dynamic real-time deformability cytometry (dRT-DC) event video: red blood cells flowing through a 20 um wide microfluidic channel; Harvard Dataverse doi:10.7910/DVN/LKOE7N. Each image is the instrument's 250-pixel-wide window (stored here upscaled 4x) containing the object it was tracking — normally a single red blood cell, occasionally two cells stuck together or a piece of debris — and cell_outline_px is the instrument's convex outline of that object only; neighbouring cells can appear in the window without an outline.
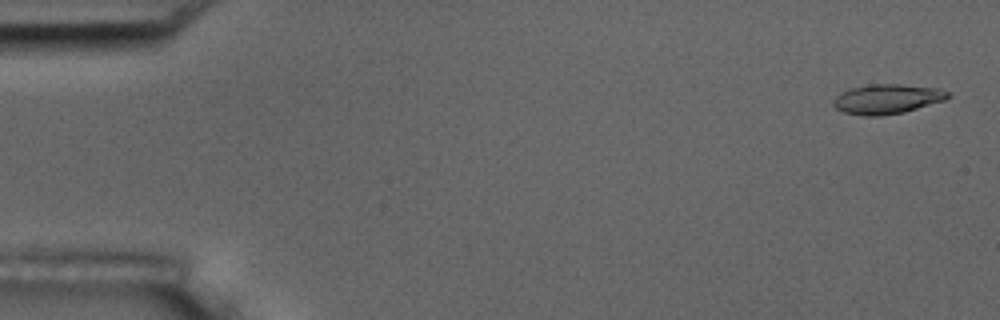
{"species": "common noctule bat (a hibernating species)", "species_latin": "Nyctalus noctula", "temperature_condition": "room temperature", "stored_images_in_passage": 56, "camera_frame_rate_fps": 3000, "um_per_image_px": 0.085, "animal": {"sex": "male", "body_mass_g": 17.5, "forearm_length_mm": 52.3}, "frame": {"image": 1, "passage_image": 2, "time_ms": 0.333, "image_size_px": [1000, 320], "cell_outline_px": [[952, 96], [944, 100], [904, 112], [880, 116], [864, 116], [844, 112], [836, 108], [832, 104], [832, 100], [840, 92], [852, 88], [868, 84], [900, 84], [940, 88], [952, 92]], "centroid_in_image_um": [75.42, 8.41], "position_along_channel_um": 9.6, "area_um2": 20.0}}
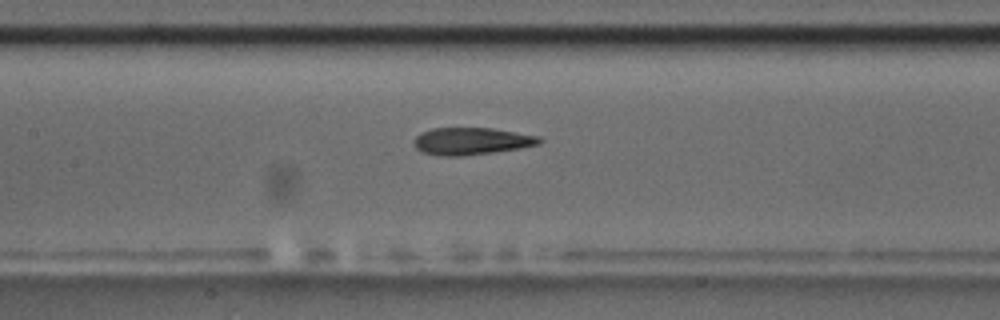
{"frame": {"image": 2, "passage_image": 26, "time_ms": 8.333, "image_size_px": [1000, 320], "cell_outline_px": [[544, 140], [540, 144], [520, 148], [492, 152], [460, 156], [440, 156], [424, 152], [416, 148], [412, 144], [412, 140], [420, 132], [432, 128], [492, 128], [540, 136]], "centroid_in_image_um": [40.06, 11.99], "position_along_channel_um": 167.3, "area_um2": 20.0}}
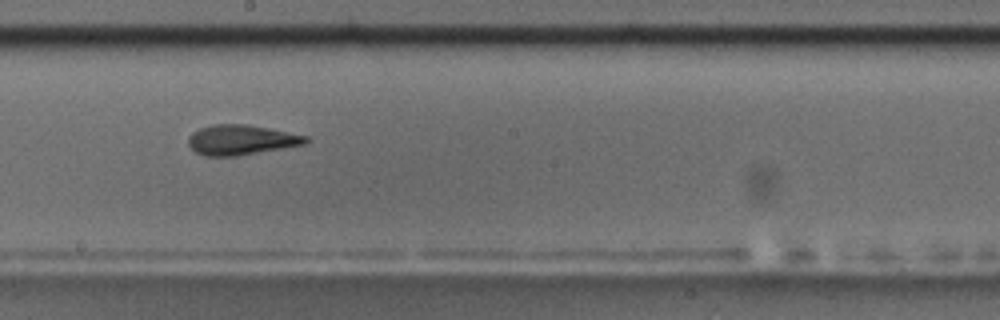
{"frame": {"image": 3, "passage_image": 31, "time_ms": 10.0, "image_size_px": [1000, 320], "cell_outline_px": [[308, 140], [304, 144], [236, 156], [204, 156], [196, 152], [188, 144], [188, 136], [192, 132], [200, 128], [212, 124], [248, 124], [308, 136]], "centroid_in_image_um": [20.45, 11.88], "position_along_channel_um": 227.8, "area_um2": 20.4}, "authors_computed_cell_mechanics": {"area_um2": 20.0566, "velocity_mm_per_s": 3.6465, "shape_relaxation_time_tau1_ms": 8.5176, "shape_relaxation_time_tau2_ms": 1.604, "deformation_change_tau1": 0.2654, "deformation_change_tau2": 0.1039}}